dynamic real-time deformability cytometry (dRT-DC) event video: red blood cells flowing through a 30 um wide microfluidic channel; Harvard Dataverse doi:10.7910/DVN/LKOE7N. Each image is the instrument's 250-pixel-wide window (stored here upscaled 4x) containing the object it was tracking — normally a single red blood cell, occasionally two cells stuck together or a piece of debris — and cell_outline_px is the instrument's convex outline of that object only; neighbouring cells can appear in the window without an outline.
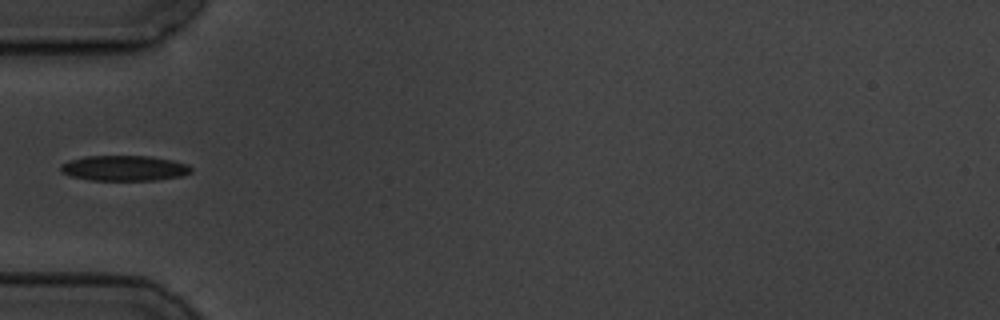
{"species": "common noctule bat (a hibernating species)", "species_latin": "Nyctalus noctula", "temperature_condition": "cold", "stored_images_in_passage": 15, "camera_frame_rate_fps": 3000, "um_per_image_px": 0.085, "animal": {"sex": "male", "body_mass_g": 19.5, "forearm_length_mm": 54.6}, "frame": {"image": 1, "passage_image": 5, "time_ms": 5.667, "image_size_px": [1000, 320], "cell_outline_px": [[192, 172], [180, 176], [156, 180], [88, 180], [72, 176], [60, 172], [60, 164], [68, 160], [84, 156], [152, 156], [172, 160], [188, 164], [192, 168]], "centroid_in_image_um": [10.54, 14.29], "position_along_channel_um": 74.5, "area_um2": 19.42}}
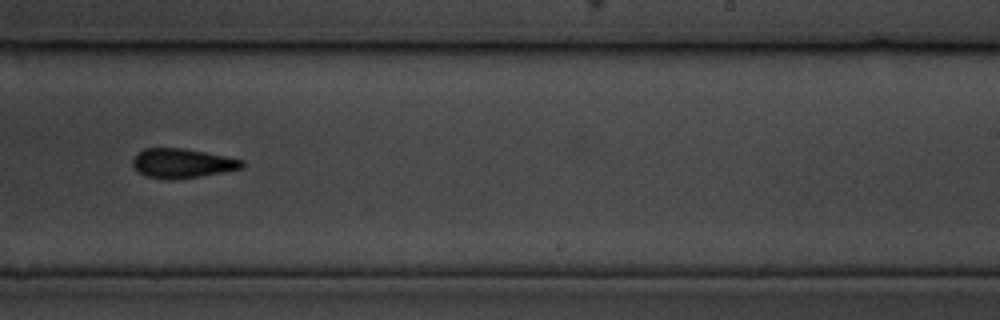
{"frame": {"image": 2, "passage_image": 10, "time_ms": 11.333, "image_size_px": [1000, 320], "cell_outline_px": [[244, 164], [240, 168], [220, 172], [172, 180], [164, 180], [144, 176], [132, 164], [132, 160], [136, 152], [144, 148], [184, 148], [244, 160]], "centroid_in_image_um": [15.4, 13.87], "position_along_channel_um": 273.6, "area_um2": 18.55}}
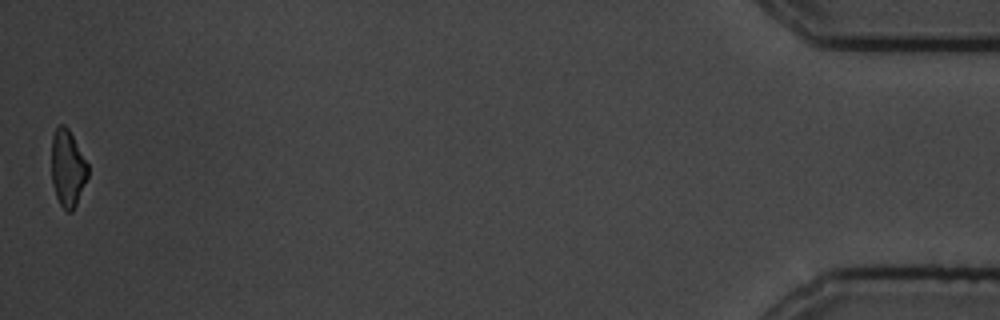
{"frame": {"image": 3, "passage_image": 15, "time_ms": 18.333, "image_size_px": [1000, 320], "cell_outline_px": [[88, 176], [76, 204], [72, 212], [68, 212], [60, 204], [56, 196], [52, 184], [52, 136], [56, 128], [60, 124], [64, 124], [68, 128], [88, 164]], "centroid_in_image_um": [5.74, 14.3], "position_along_channel_um": 429.5, "area_um2": 16.13}, "authors_computed_cell_mechanics": {"area_um2": 19.9988, "velocity_mm_per_s": 3.5203, "shape_relaxation_time_tau1_ms": 3.7642, "shape_relaxation_time_tau2_ms": 3.3479, "deformation_change_tau1": 0.1261, "deformation_change_tau2": 0.1205}}